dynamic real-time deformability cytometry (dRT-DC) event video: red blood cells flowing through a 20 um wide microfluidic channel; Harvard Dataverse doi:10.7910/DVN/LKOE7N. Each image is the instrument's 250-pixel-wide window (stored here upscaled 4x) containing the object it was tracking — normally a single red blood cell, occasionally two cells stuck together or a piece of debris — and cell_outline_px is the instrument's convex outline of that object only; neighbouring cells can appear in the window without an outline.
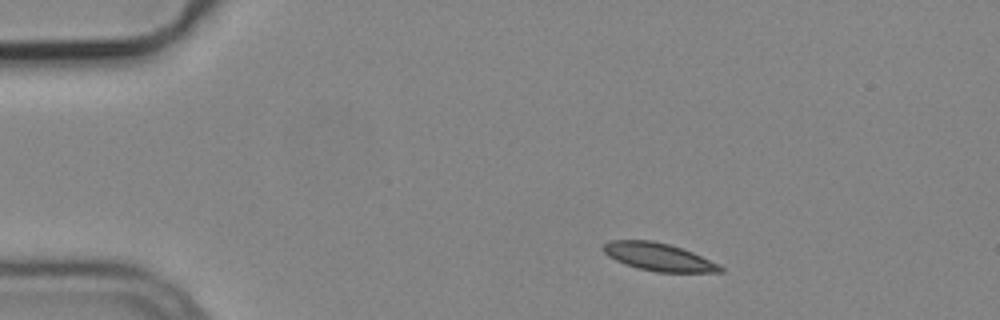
{"species": "common noctule bat (a hibernating species)", "species_latin": "Nyctalus noctula", "temperature_condition": "cold", "stored_images_in_passage": 3, "camera_frame_rate_fps": 3000, "um_per_image_px": 0.085, "animal": {"sex": "male", "body_mass_g": 19.2, "forearm_length_mm": 51.8}, "frame": {"image": 1, "passage_image": 1, "time_ms": 0.0, "image_size_px": [1000, 320], "cell_outline_px": [[724, 272], [656, 272], [624, 264], [608, 256], [600, 248], [608, 240], [652, 240], [668, 244], [692, 252], [720, 264], [724, 268]], "centroid_in_image_um": [55.97, 21.83], "position_along_channel_um": 29.0, "area_um2": 18.96}}